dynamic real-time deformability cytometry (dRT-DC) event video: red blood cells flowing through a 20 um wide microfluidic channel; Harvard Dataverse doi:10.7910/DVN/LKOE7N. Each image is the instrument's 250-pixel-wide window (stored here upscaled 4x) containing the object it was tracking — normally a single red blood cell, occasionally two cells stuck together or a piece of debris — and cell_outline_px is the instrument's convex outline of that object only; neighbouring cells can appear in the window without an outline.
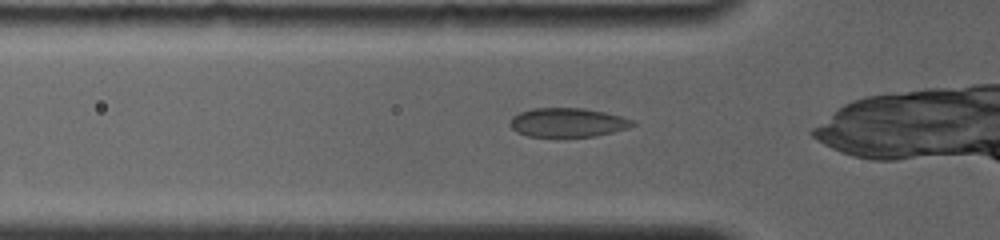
{"species": "common noctule bat (a hibernating species)", "species_latin": "Nyctalus noctula", "temperature_condition": "room temperature", "stored_images_in_passage": 48, "camera_frame_rate_fps": 4000, "um_per_image_px": 0.085, "animal": {"sex": "female", "body_mass_g": 19.0, "forearm_length_mm": 56.7}, "frame": {"image": 1, "passage_image": 4, "time_ms": 0.75, "image_size_px": [1000, 240], "cell_outline_px": [[636, 124], [628, 128], [596, 136], [528, 136], [516, 132], [508, 124], [512, 116], [520, 112], [532, 108], [584, 108], [604, 112], [636, 120]], "centroid_in_image_um": [48.25, 10.4], "position_along_channel_um": 77.6, "area_um2": 20.75}}
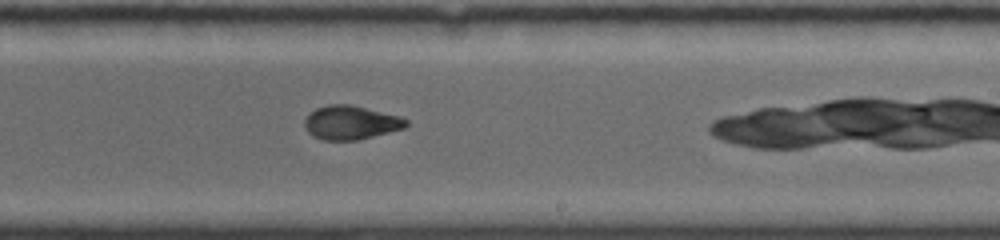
{"frame": {"image": 2, "passage_image": 23, "time_ms": 5.5, "image_size_px": [1000, 240], "cell_outline_px": [[408, 124], [404, 128], [356, 140], [324, 140], [312, 136], [308, 132], [304, 124], [304, 120], [316, 108], [328, 104], [348, 104], [400, 116], [408, 120]], "centroid_in_image_um": [29.8, 10.42], "position_along_channel_um": 259.2, "area_um2": 19.77}}
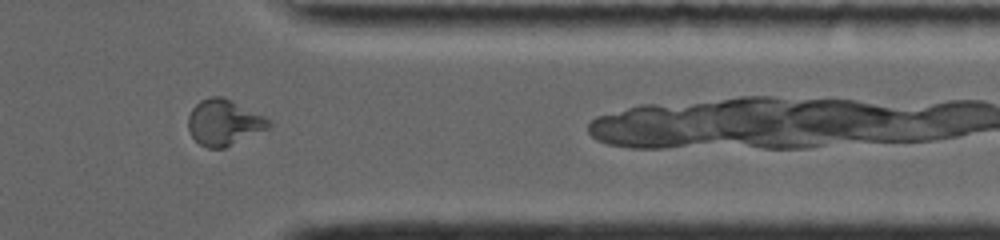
{"frame": {"image": 3, "passage_image": 37, "time_ms": 9.0, "image_size_px": [1000, 240], "cell_outline_px": [[272, 124], [268, 128], [224, 148], [208, 148], [200, 144], [192, 136], [188, 128], [188, 116], [192, 108], [200, 100], [212, 96], [224, 96], [264, 116]], "centroid_in_image_um": [19.01, 10.39], "position_along_channel_um": 392.4, "area_um2": 21.33}}